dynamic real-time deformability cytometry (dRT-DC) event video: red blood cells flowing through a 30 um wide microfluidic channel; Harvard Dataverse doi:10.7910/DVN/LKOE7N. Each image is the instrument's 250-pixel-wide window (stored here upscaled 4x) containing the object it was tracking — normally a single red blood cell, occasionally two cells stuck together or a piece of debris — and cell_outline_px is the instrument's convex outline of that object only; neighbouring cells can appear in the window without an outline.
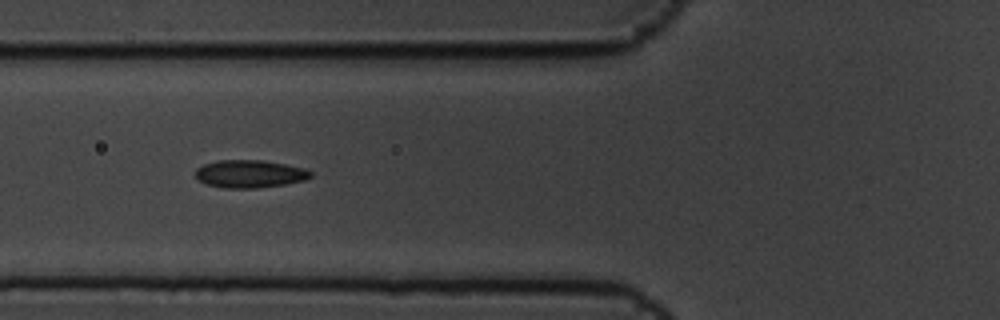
{"species": "common noctule bat (a hibernating species)", "species_latin": "Nyctalus noctula", "temperature_condition": "cold", "stored_images_in_passage": 7, "camera_frame_rate_fps": 3000, "um_per_image_px": 0.085, "animal": {"sex": "male", "body_mass_g": 19.5, "forearm_length_mm": 54.6}, "frame": {"image": 1, "passage_image": 6, "time_ms": 1.667, "image_size_px": [1000, 320], "cell_outline_px": [[312, 176], [304, 180], [284, 184], [256, 188], [224, 188], [208, 184], [200, 180], [196, 176], [196, 168], [204, 164], [220, 160], [260, 160], [284, 164], [304, 168], [312, 172]], "centroid_in_image_um": [21.23, 14.77], "position_along_channel_um": 104.6, "area_um2": 18.38}}
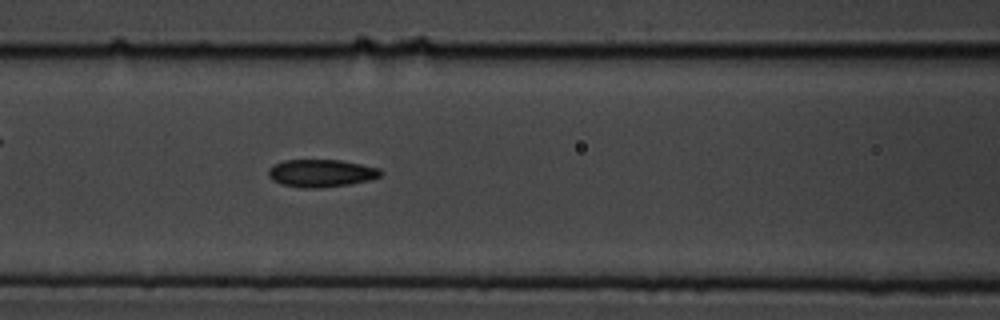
{"frame": {"image": 2, "passage_image": 7, "time_ms": 2.0, "image_size_px": [1000, 320], "cell_outline_px": [[384, 172], [380, 176], [368, 180], [348, 184], [320, 188], [304, 188], [280, 184], [272, 180], [268, 176], [268, 168], [272, 164], [284, 160], [340, 160], [380, 168]], "centroid_in_image_um": [27.26, 14.71], "position_along_channel_um": 139.3, "area_um2": 18.15}}